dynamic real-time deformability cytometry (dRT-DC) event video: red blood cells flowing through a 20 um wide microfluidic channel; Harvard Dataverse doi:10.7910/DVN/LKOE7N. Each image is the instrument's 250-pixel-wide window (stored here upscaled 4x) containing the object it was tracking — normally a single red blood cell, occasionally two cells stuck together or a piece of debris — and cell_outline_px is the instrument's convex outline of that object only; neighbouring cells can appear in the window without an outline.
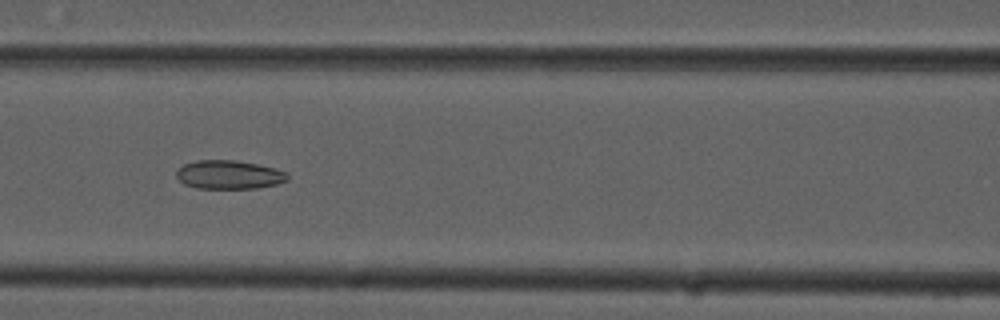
{"species": "common noctule bat (a hibernating species)", "species_latin": "Nyctalus noctula", "temperature_condition": "cold", "stored_images_in_passage": 8, "camera_frame_rate_fps": 3000, "um_per_image_px": 0.085, "animal": {"sex": "male", "forearm_length_mm": 52.5}, "frame": {"image": 1, "passage_image": 6, "time_ms": 1.667, "image_size_px": [1000, 320], "cell_outline_px": [[288, 180], [276, 184], [256, 188], [196, 188], [184, 184], [176, 176], [176, 172], [184, 164], [196, 160], [236, 160], [276, 168], [288, 172]], "centroid_in_image_um": [19.48, 14.84], "position_along_channel_um": 147.1, "area_um2": 18.55}}
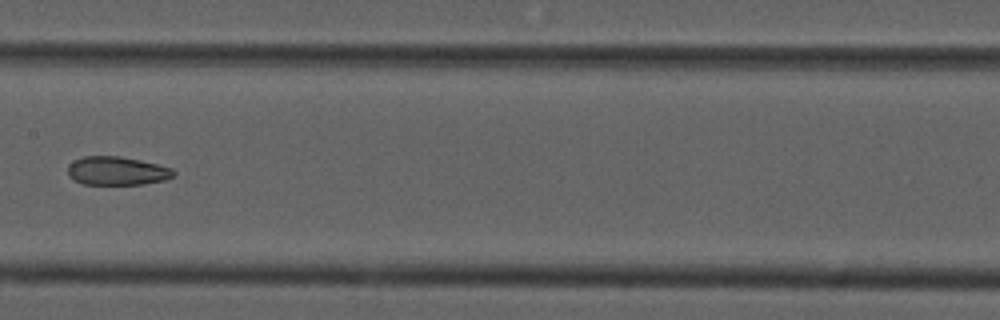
{"frame": {"image": 2, "passage_image": 7, "time_ms": 2.0, "image_size_px": [1000, 320], "cell_outline_px": [[176, 172], [172, 176], [164, 180], [144, 184], [84, 184], [68, 176], [68, 164], [72, 160], [84, 156], [120, 156], [140, 160], [172, 168]], "centroid_in_image_um": [9.92, 14.51], "position_along_channel_um": 197.5, "area_um2": 17.57}}
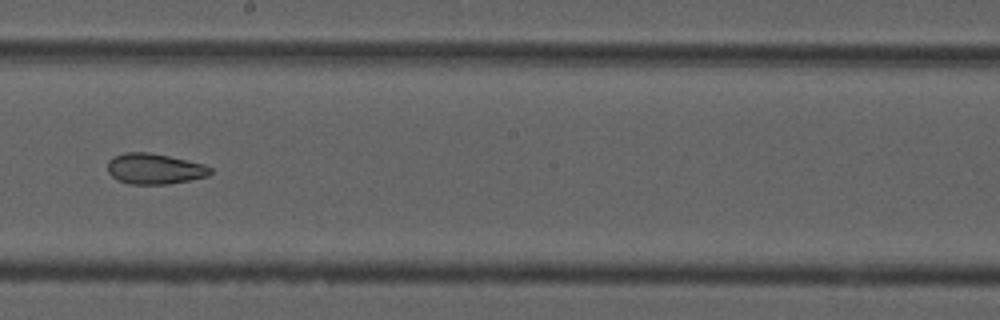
{"frame": {"image": 3, "passage_image": 8, "time_ms": 2.333, "image_size_px": [1000, 320], "cell_outline_px": [[212, 172], [208, 176], [168, 184], [128, 184], [116, 180], [108, 172], [108, 160], [124, 152], [148, 152], [168, 156], [204, 164], [212, 168]], "centroid_in_image_um": [13.12, 14.35], "position_along_channel_um": 235.1, "area_um2": 18.32}}